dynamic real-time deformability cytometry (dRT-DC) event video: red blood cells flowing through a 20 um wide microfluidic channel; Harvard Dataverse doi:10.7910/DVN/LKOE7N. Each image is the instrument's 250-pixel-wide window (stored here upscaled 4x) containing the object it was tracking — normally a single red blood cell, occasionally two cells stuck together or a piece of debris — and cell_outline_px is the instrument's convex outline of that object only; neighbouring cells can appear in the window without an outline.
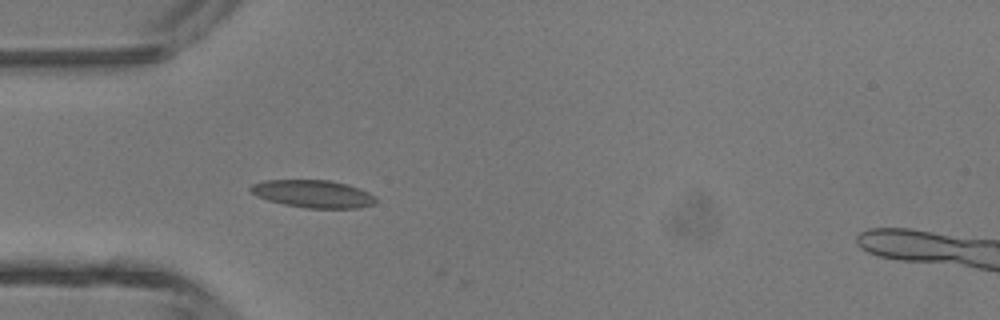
{"species": "common noctule bat (a hibernating species)", "species_latin": "Nyctalus noctula", "temperature_condition": "room temperature", "stored_images_in_passage": 3, "camera_frame_rate_fps": 3000, "um_per_image_px": 0.085, "animal": {"sex": "male", "body_mass_g": 13.3}, "frame": {"image": 1, "passage_image": 3, "time_ms": 0.667, "image_size_px": [1000, 320], "cell_outline_px": [[376, 204], [360, 208], [304, 208], [284, 204], [268, 200], [256, 196], [248, 188], [252, 184], [264, 180], [328, 180], [348, 184], [360, 188], [376, 196]], "centroid_in_image_um": [26.64, 16.48], "position_along_channel_um": 58.4, "area_um2": 20.35}}